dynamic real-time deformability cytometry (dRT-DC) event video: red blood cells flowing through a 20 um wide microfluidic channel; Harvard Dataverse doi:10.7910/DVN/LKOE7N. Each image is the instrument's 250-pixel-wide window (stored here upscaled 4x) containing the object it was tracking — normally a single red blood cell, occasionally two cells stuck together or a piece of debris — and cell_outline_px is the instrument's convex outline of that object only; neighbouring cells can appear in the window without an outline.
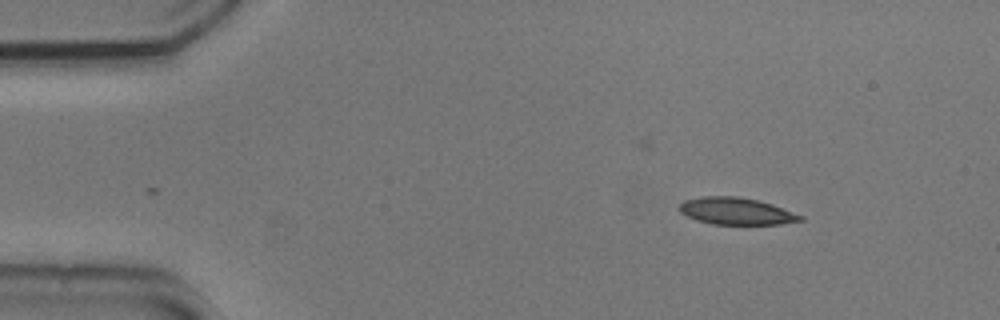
{"species": "common noctule bat (a hibernating species)", "species_latin": "Nyctalus noctula", "temperature_condition": "cold", "stored_images_in_passage": 46, "camera_frame_rate_fps": 3000, "um_per_image_px": 0.085, "animal": {"sex": "male", "body_mass_g": 20.5, "forearm_length_mm": 52.5}, "frame": {"image": 1, "passage_image": 1, "time_ms": 0.0, "image_size_px": [1000, 320], "cell_outline_px": [[804, 220], [780, 224], [712, 224], [696, 220], [680, 212], [680, 204], [684, 200], [700, 196], [736, 196], [756, 200], [772, 204], [804, 216]], "centroid_in_image_um": [62.58, 17.94], "position_along_channel_um": 22.4, "area_um2": 18.96}}
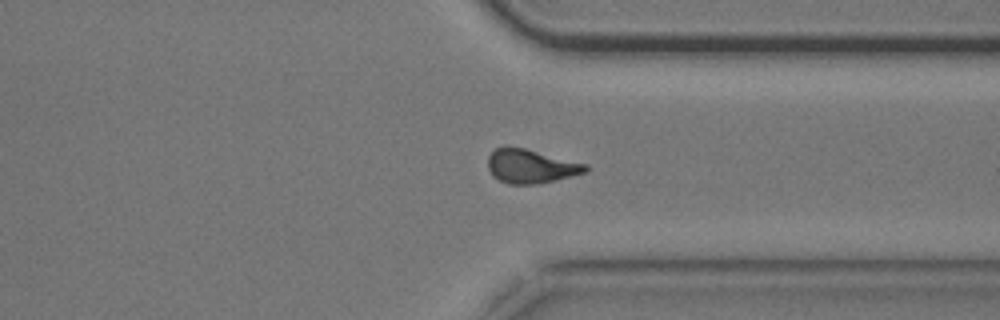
{"frame": {"image": 2, "passage_image": 35, "time_ms": 11.333, "image_size_px": [1000, 320], "cell_outline_px": [[588, 168], [584, 172], [556, 180], [536, 184], [508, 184], [492, 176], [488, 168], [488, 156], [496, 148], [504, 144], [524, 148], [588, 164]], "centroid_in_image_um": [45.07, 14.11], "position_along_channel_um": 366.3, "area_um2": 19.36}}
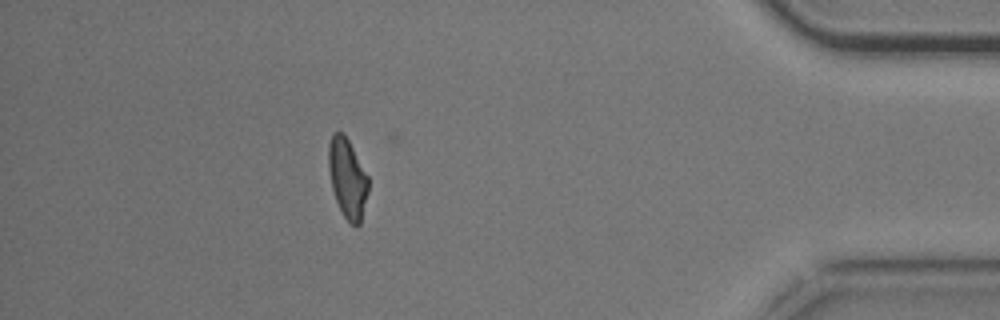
{"frame": {"image": 3, "passage_image": 42, "time_ms": 13.667, "image_size_px": [1000, 320], "cell_outline_px": [[368, 192], [360, 224], [356, 228], [344, 216], [336, 200], [332, 188], [328, 168], [328, 144], [332, 132], [344, 132], [368, 176]], "centroid_in_image_um": [29.52, 15.12], "position_along_channel_um": 405.7, "area_um2": 18.44}, "authors_computed_cell_mechanics": {"area_um2": 19.4497, "velocity_mm_per_s": 3.6981, "shape_relaxation_time_tau1_ms": 3.2216, "shape_relaxation_time_tau2_ms": 2.3486, "deformation_change_tau1": 0.1379, "deformation_change_tau2": 0.0881}}